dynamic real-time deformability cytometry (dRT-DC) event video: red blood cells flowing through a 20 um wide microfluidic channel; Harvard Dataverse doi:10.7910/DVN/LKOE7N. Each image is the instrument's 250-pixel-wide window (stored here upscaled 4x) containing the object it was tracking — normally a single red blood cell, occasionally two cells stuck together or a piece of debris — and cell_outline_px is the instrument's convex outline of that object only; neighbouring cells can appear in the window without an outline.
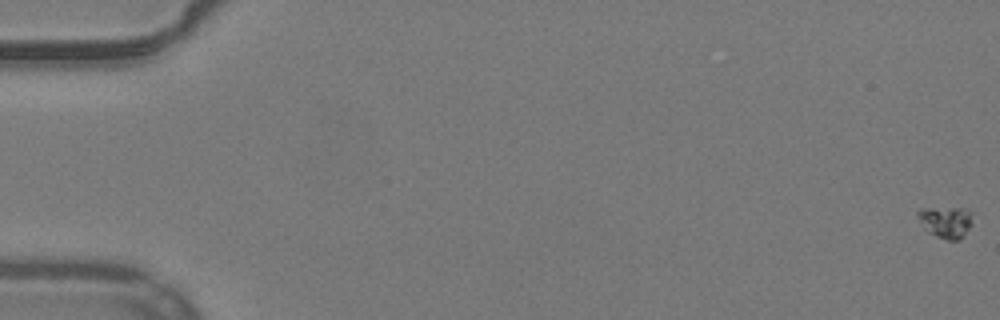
{"species": "common noctule bat (a hibernating species)", "species_latin": "Nyctalus noctula", "temperature_condition": "warm", "stored_images_in_passage": 55, "camera_frame_rate_fps": 3000, "um_per_image_px": 0.085, "animal": {"sex": "male", "body_mass_g": 19.2, "forearm_length_mm": 51.8}, "frame": {"image": 1, "passage_image": 1, "time_ms": 0.0, "image_size_px": [1000, 320], "cell_outline_px": [[972, 224], [960, 240], [948, 240], [936, 236], [928, 232], [924, 228], [916, 216], [916, 212], [920, 208], [968, 208], [972, 212]], "centroid_in_image_um": [80.4, 18.85], "position_along_channel_um": 4.6, "area_um2": 10.29}}
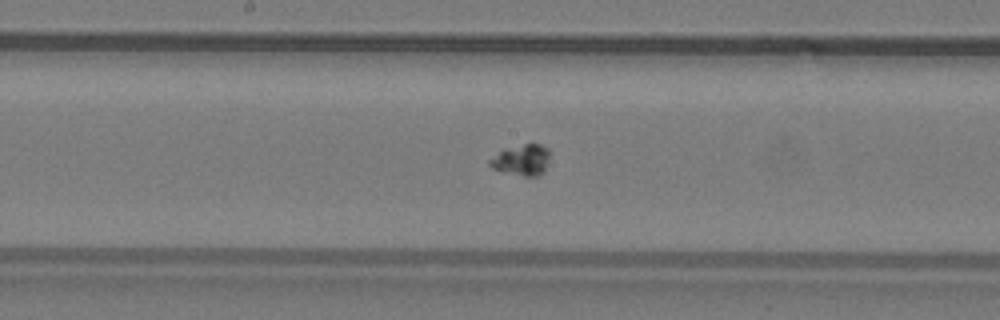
{"frame": {"image": 2, "passage_image": 30, "time_ms": 9.667, "image_size_px": [1000, 320], "cell_outline_px": [[548, 156], [544, 172], [540, 176], [524, 176], [504, 172], [492, 168], [488, 164], [488, 160], [504, 148], [524, 144], [540, 144], [548, 148]], "centroid_in_image_um": [44.31, 13.6], "position_along_channel_um": 203.9, "area_um2": 10.81}}
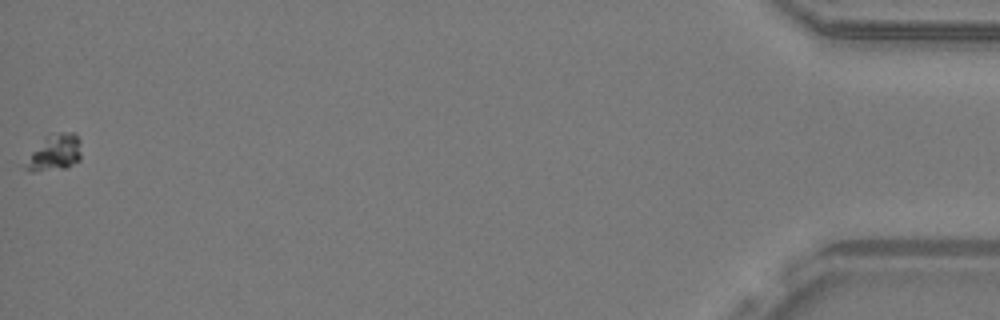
{"frame": {"image": 3, "passage_image": 55, "time_ms": 18.0, "image_size_px": [1000, 320], "cell_outline_px": [[80, 160], [68, 168], [32, 172], [28, 172], [24, 168], [24, 164], [32, 152], [44, 136], [60, 132], [76, 132], [80, 140]], "centroid_in_image_um": [4.66, 12.98], "position_along_channel_um": 430.5, "area_um2": 12.02}}